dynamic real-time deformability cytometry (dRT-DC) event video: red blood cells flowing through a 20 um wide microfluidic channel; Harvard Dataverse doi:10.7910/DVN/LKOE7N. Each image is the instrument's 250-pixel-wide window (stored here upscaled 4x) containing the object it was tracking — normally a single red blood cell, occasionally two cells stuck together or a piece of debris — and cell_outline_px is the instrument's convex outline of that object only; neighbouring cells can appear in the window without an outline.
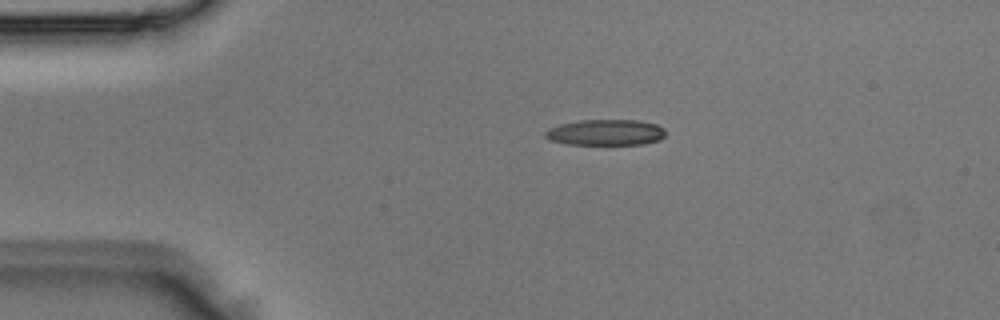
{"species": "Egyptian fruit bat (a non-hibernating species)", "species_latin": "Rousettus aegyptiacus", "temperature_condition": "room temperature", "stored_images_in_passage": 3, "camera_frame_rate_fps": 3000, "um_per_image_px": 0.085, "animal": {"sex": "male"}, "frame": {"image": 1, "passage_image": 1, "time_ms": 0.0, "image_size_px": [1000, 320], "cell_outline_px": [[664, 136], [660, 140], [644, 144], [568, 144], [552, 140], [544, 136], [544, 132], [548, 128], [560, 124], [580, 120], [640, 120], [656, 124], [664, 128]], "centroid_in_image_um": [51.49, 11.25], "position_along_channel_um": 33.5, "area_um2": 18.15}}
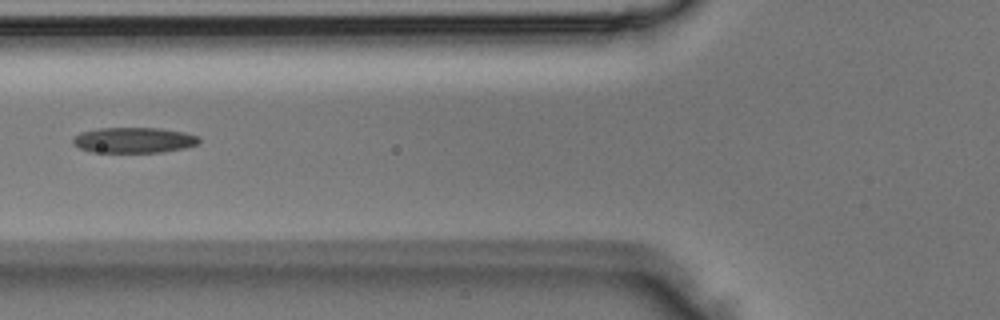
{"frame": {"image": 2, "passage_image": 3, "time_ms": 0.667, "image_size_px": [1000, 320], "cell_outline_px": [[200, 140], [196, 144], [184, 148], [160, 152], [92, 152], [80, 148], [72, 144], [72, 136], [80, 132], [96, 128], [160, 128], [184, 132], [196, 136]], "centroid_in_image_um": [11.3, 11.9], "position_along_channel_um": 114.5, "area_um2": 18.79}}